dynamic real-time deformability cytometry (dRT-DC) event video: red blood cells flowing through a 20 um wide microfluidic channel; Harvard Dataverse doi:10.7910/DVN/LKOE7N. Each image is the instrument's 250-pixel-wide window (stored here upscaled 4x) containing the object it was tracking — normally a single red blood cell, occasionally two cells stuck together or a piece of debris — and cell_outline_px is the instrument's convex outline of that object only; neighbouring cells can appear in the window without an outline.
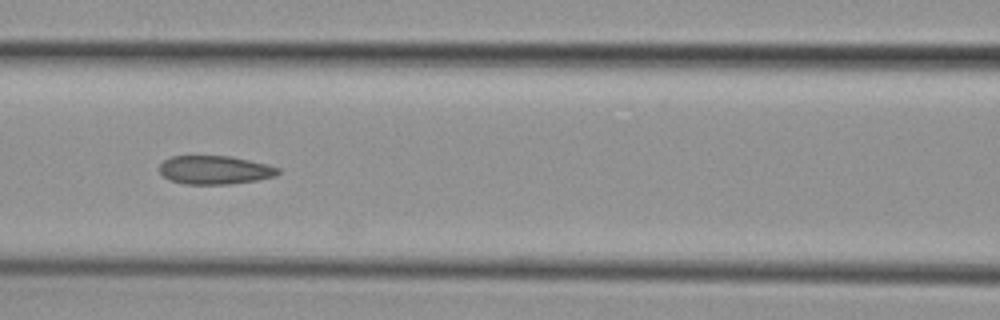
{"species": "common noctule bat (a hibernating species)", "species_latin": "Nyctalus noctula", "temperature_condition": "cold", "stored_images_in_passage": 9, "camera_frame_rate_fps": 3000, "um_per_image_px": 0.085, "animal": {"sex": "female", "body_mass_g": 29.2, "forearm_length_mm": 56.3}, "frame": {"image": 1, "passage_image": 6, "time_ms": 6.0, "image_size_px": [1000, 320], "cell_outline_px": [[280, 172], [276, 176], [256, 180], [228, 184], [184, 184], [168, 180], [160, 172], [160, 164], [164, 160], [172, 156], [228, 156], [268, 164], [280, 168]], "centroid_in_image_um": [18.26, 14.45], "position_along_channel_um": 148.3, "area_um2": 19.71}}
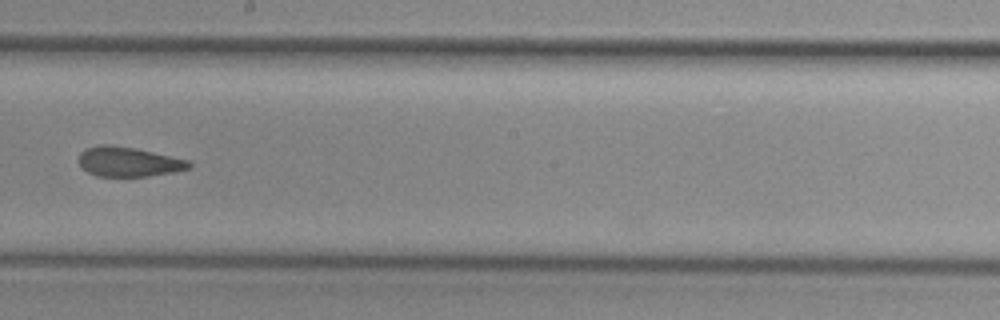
{"frame": {"image": 2, "passage_image": 8, "time_ms": 8.333, "image_size_px": [1000, 320], "cell_outline_px": [[192, 168], [172, 172], [148, 176], [96, 176], [88, 172], [80, 164], [80, 152], [84, 148], [100, 144], [108, 144], [136, 148], [188, 160], [192, 164]], "centroid_in_image_um": [10.92, 13.74], "position_along_channel_um": 237.3, "area_um2": 19.02}}
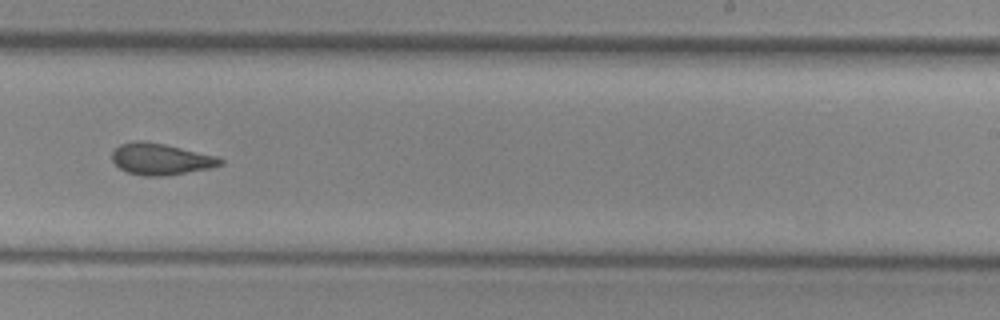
{"frame": {"image": 3, "passage_image": 9, "time_ms": 9.333, "image_size_px": [1000, 320], "cell_outline_px": [[224, 164], [208, 168], [168, 176], [144, 176], [128, 172], [120, 168], [112, 160], [112, 152], [120, 144], [136, 140], [144, 140], [164, 144], [220, 156], [224, 160]], "centroid_in_image_um": [13.69, 13.51], "position_along_channel_um": 275.3, "area_um2": 20.0}}